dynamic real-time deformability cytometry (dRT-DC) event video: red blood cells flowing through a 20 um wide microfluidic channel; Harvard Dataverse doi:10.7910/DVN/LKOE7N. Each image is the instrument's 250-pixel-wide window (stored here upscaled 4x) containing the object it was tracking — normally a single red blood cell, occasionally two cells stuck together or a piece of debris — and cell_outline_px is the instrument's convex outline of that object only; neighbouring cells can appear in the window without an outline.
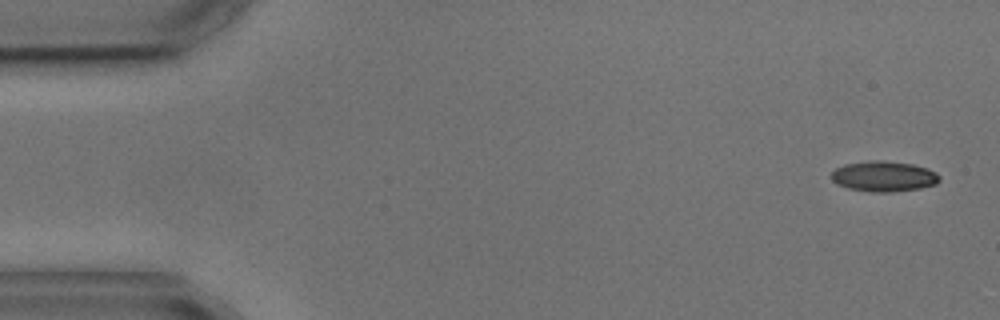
{"species": "common noctule bat (a hibernating species)", "species_latin": "Nyctalus noctula", "temperature_condition": "cold", "stored_images_in_passage": 6, "camera_frame_rate_fps": 3000, "um_per_image_px": 0.085, "animal": {"sex": "male", "body_mass_g": 17.9, "forearm_length_mm": 54.2}, "frame": {"image": 1, "passage_image": 1, "time_ms": 0.0, "image_size_px": [1000, 320], "cell_outline_px": [[940, 180], [936, 184], [920, 188], [892, 192], [868, 192], [848, 188], [836, 184], [832, 180], [832, 172], [836, 168], [844, 164], [868, 160], [884, 160], [912, 164], [928, 168], [936, 172], [940, 176]], "centroid_in_image_um": [75.12, 14.98], "position_along_channel_um": 9.9, "area_um2": 19.42}}
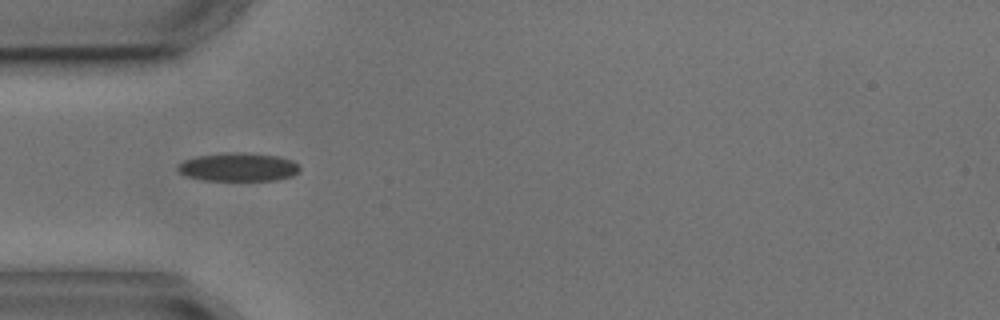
{"frame": {"image": 2, "passage_image": 5, "time_ms": 4.667, "image_size_px": [1000, 320], "cell_outline_px": [[300, 172], [292, 176], [276, 180], [204, 180], [188, 176], [180, 172], [176, 168], [184, 160], [196, 156], [224, 152], [248, 152], [280, 156], [292, 160], [300, 164]], "centroid_in_image_um": [20.32, 14.18], "position_along_channel_um": 64.7, "area_um2": 20.46}}